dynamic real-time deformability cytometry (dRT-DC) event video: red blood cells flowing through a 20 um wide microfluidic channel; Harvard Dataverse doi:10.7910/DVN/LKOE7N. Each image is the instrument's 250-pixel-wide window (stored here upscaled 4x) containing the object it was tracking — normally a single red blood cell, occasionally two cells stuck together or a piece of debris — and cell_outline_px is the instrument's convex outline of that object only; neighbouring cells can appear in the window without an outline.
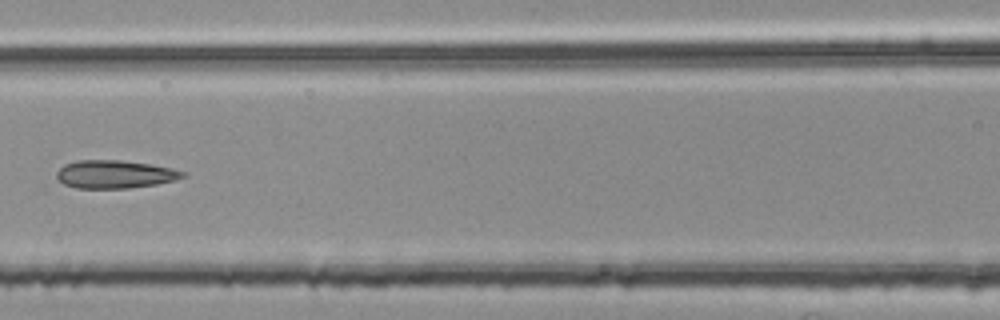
{"species": "common noctule bat (a hibernating species)", "species_latin": "Nyctalus noctula", "temperature_condition": "room temperature", "stored_images_in_passage": 5, "camera_frame_rate_fps": 3000, "um_per_image_px": 0.085, "animal": {"sex": "female", "body_mass_g": 25.1}, "frame": {"image": 1, "passage_image": 5, "time_ms": 1.333, "image_size_px": [1000, 320], "cell_outline_px": [[184, 176], [176, 180], [156, 184], [128, 188], [76, 188], [64, 184], [56, 176], [56, 172], [64, 164], [76, 160], [120, 160], [148, 164], [172, 168], [184, 172]], "centroid_in_image_um": [9.73, 14.81], "position_along_channel_um": 156.9, "area_um2": 20.46}}